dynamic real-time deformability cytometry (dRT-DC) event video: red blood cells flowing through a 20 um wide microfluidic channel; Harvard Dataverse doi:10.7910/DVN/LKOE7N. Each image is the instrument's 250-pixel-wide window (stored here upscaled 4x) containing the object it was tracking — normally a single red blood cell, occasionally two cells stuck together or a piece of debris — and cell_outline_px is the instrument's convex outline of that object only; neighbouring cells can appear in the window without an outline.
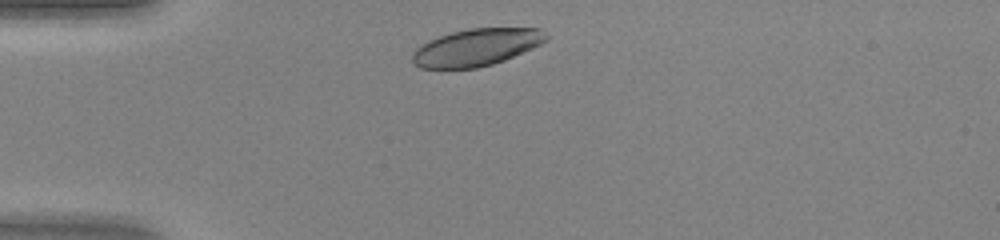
{"species": "human", "species_latin": "Homo sapiens", "temperature_condition": "warm", "stored_images_in_passage": 28, "camera_frame_rate_fps": 3000, "um_per_image_px": 0.085, "donor": {"sex": "female"}, "frame": {"image": 1, "passage_image": 1, "time_ms": 0.0, "image_size_px": [1000, 240], "cell_outline_px": [[548, 40], [532, 48], [504, 60], [492, 64], [476, 68], [420, 68], [412, 64], [412, 52], [420, 44], [440, 36], [452, 32], [468, 28], [540, 28], [548, 36]], "centroid_in_image_um": [40.47, 4.02], "position_along_channel_um": 44.5, "area_um2": 28.96}}
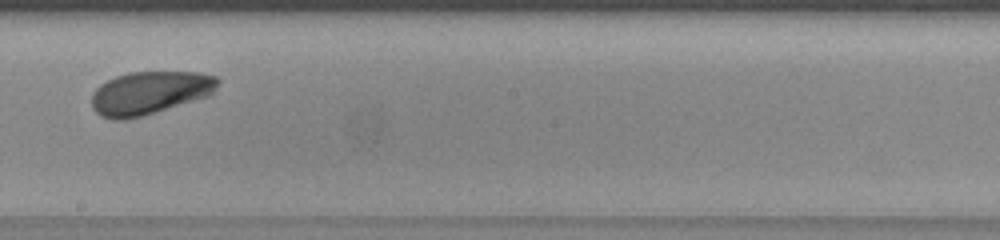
{"frame": {"image": 2, "passage_image": 16, "time_ms": 5.0, "image_size_px": [1000, 240], "cell_outline_px": [[220, 80], [216, 88], [208, 96], [144, 116], [124, 120], [112, 120], [100, 116], [92, 108], [92, 92], [100, 84], [116, 76], [128, 72], [200, 72], [216, 76]], "centroid_in_image_um": [12.71, 7.9], "position_along_channel_um": 235.5, "area_um2": 31.91}}
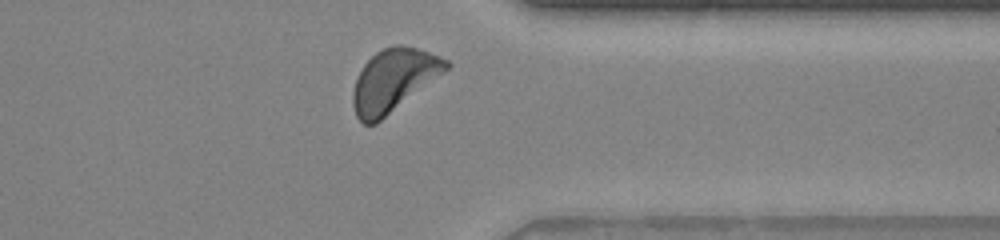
{"frame": {"image": 3, "passage_image": 26, "time_ms": 8.333, "image_size_px": [1000, 240], "cell_outline_px": [[452, 64], [444, 72], [376, 124], [364, 124], [356, 116], [352, 104], [352, 92], [356, 80], [364, 64], [376, 52], [384, 48], [396, 44], [400, 44], [416, 48], [440, 56], [448, 60]], "centroid_in_image_um": [33.44, 6.82], "position_along_channel_um": 378.0, "area_um2": 33.64}}